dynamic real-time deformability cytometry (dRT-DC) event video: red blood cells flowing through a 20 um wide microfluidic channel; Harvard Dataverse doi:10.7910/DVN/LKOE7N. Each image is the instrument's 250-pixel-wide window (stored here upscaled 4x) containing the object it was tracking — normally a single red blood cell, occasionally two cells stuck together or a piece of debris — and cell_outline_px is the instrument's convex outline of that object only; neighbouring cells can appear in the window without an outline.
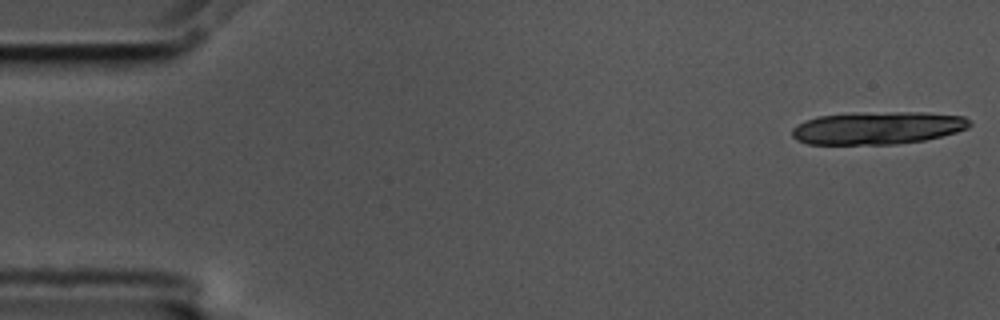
{"species": "common noctule bat (a hibernating species)", "species_latin": "Nyctalus noctula", "temperature_condition": "cold", "stored_images_in_passage": 18, "camera_frame_rate_fps": 3000, "um_per_image_px": 0.085, "animal": {"sex": "male", "body_mass_g": 17.5, "forearm_length_mm": 52.3}, "frame": {"image": 1, "passage_image": 1, "time_ms": 0.0, "image_size_px": [1000, 320], "cell_outline_px": [[972, 124], [968, 128], [956, 132], [924, 140], [896, 144], [808, 144], [796, 140], [792, 136], [792, 128], [796, 124], [804, 120], [816, 116], [856, 112], [924, 112], [964, 116], [972, 120]], "centroid_in_image_um": [74.58, 10.86], "position_along_channel_um": 10.4, "area_um2": 34.28}}